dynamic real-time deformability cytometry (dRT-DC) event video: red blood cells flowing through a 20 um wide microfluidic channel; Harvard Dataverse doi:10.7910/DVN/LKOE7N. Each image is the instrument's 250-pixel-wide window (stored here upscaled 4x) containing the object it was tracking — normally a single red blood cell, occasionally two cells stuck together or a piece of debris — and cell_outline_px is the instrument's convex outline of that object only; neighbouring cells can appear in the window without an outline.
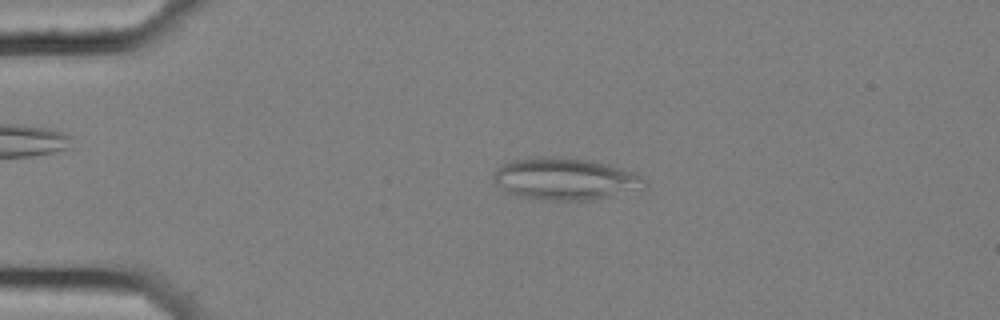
{"species": "common noctule bat (a hibernating species)", "species_latin": "Nyctalus noctula", "temperature_condition": "cold", "stored_images_in_passage": 22, "camera_frame_rate_fps": 3000, "um_per_image_px": 0.085, "animal": {"sex": "female", "body_mass_g": 25.1}, "frame": {"image": 1, "passage_image": 10, "time_ms": 3.0, "image_size_px": [1000, 320], "cell_outline_px": [[648, 188], [592, 200], [544, 200], [516, 196], [508, 192], [496, 184], [492, 176], [496, 168], [500, 164], [508, 160], [532, 156], [556, 156], [592, 160], [640, 172], [648, 184]], "centroid_in_image_um": [48.07, 15.18], "position_along_channel_um": 36.9, "area_um2": 38.09}}